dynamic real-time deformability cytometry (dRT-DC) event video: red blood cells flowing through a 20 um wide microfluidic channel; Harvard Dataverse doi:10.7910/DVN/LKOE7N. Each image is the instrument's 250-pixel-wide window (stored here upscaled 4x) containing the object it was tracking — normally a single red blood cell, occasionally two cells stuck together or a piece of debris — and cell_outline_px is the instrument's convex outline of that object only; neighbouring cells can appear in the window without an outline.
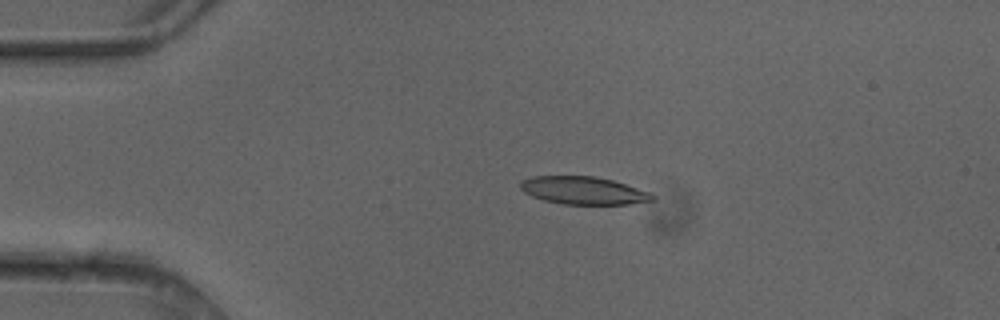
{"species": "common noctule bat (a hibernating species)", "species_latin": "Nyctalus noctula", "temperature_condition": "cold", "stored_images_in_passage": 5, "camera_frame_rate_fps": 3000, "um_per_image_px": 0.085, "animal": {"sex": "female"}, "frame": {"image": 1, "passage_image": 4, "time_ms": 1.0, "image_size_px": [1000, 320], "cell_outline_px": [[656, 200], [628, 204], [564, 204], [544, 200], [532, 196], [524, 192], [520, 188], [520, 180], [532, 176], [592, 176], [612, 180], [652, 192], [656, 196]], "centroid_in_image_um": [49.62, 16.19], "position_along_channel_um": 35.4, "area_um2": 21.44}}